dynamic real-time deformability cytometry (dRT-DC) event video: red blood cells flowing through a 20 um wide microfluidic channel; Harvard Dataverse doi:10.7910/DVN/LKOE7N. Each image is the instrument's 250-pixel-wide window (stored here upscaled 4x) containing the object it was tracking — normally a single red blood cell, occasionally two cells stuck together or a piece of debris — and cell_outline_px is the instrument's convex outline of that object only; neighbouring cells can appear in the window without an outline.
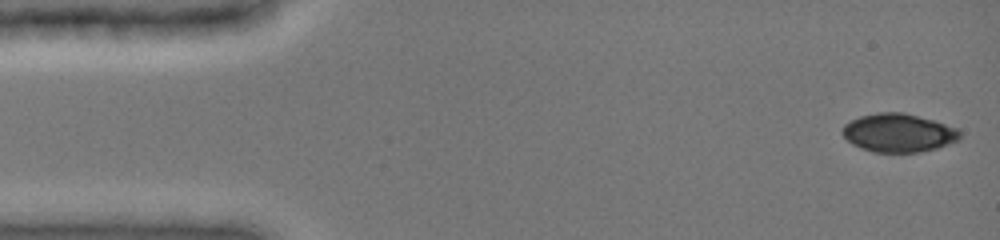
{"species": "common noctule bat (a hibernating species)", "species_latin": "Nyctalus noctula", "temperature_condition": "cold", "stored_images_in_passage": 12, "camera_frame_rate_fps": 3000, "um_per_image_px": 0.085, "animal": {"sex": "female", "body_mass_g": 19.0, "forearm_length_mm": 51.5}, "frame": {"image": 1, "passage_image": 1, "time_ms": 0.0, "image_size_px": [1000, 240], "cell_outline_px": [[960, 140], [936, 148], [920, 152], [872, 152], [860, 148], [852, 144], [840, 132], [844, 124], [860, 116], [876, 112], [904, 112], [932, 120], [956, 128], [960, 132]], "centroid_in_image_um": [76.34, 11.29], "position_along_channel_um": 8.7, "area_um2": 26.3}}
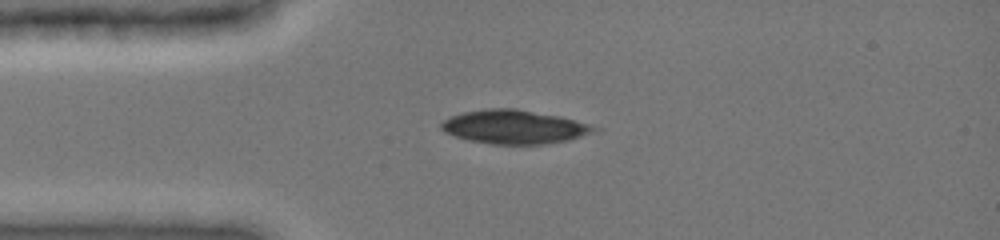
{"frame": {"image": 2, "passage_image": 10, "time_ms": 3.333, "image_size_px": [1000, 240], "cell_outline_px": [[600, 128], [596, 132], [568, 140], [544, 144], [492, 144], [468, 140], [444, 132], [440, 128], [440, 124], [448, 116], [464, 112], [488, 108], [516, 108], [560, 116], [588, 124]], "centroid_in_image_um": [43.69, 10.78], "position_along_channel_um": 41.3, "area_um2": 30.11}}